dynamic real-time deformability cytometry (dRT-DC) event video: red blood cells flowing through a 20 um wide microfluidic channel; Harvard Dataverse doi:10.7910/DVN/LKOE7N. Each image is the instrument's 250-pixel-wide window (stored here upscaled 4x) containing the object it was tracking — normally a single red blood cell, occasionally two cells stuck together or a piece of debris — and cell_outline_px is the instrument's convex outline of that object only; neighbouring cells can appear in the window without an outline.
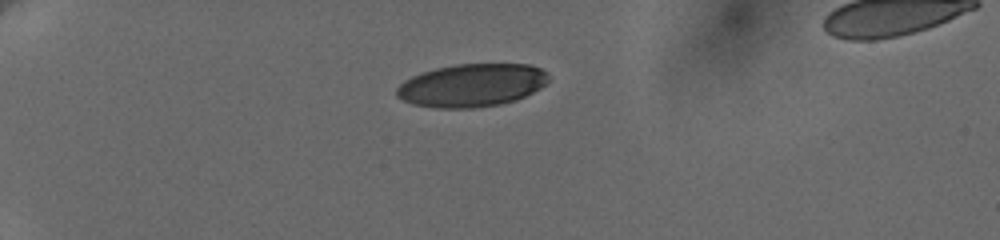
{"species": "human", "species_latin": "Homo sapiens", "temperature_condition": "cold", "stored_images_in_passage": 4, "camera_frame_rate_fps": 3000, "um_per_image_px": 0.085, "donor": {"sex": "female"}, "frame": {"image": 1, "passage_image": 1, "time_ms": 0.0, "image_size_px": [1000, 240], "cell_outline_px": [[548, 80], [540, 88], [516, 100], [500, 104], [476, 108], [436, 108], [416, 104], [404, 100], [396, 96], [396, 88], [404, 80], [412, 76], [436, 68], [456, 64], [528, 64], [540, 68], [548, 76]], "centroid_in_image_um": [40.08, 7.25], "position_along_channel_um": 44.9, "area_um2": 37.8}}
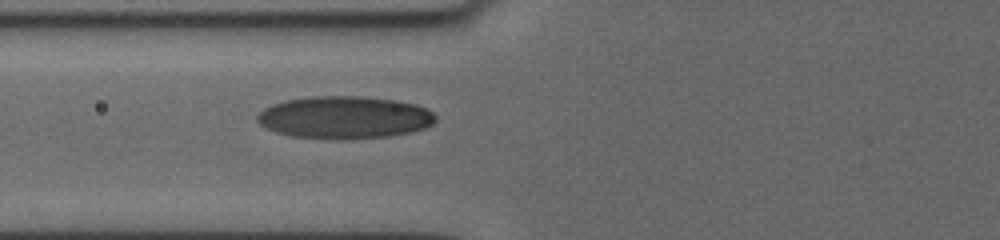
{"frame": {"image": 2, "passage_image": 4, "time_ms": 3.0, "image_size_px": [1000, 240], "cell_outline_px": [[436, 120], [432, 124], [424, 128], [408, 132], [388, 136], [292, 136], [276, 132], [264, 128], [256, 120], [256, 116], [264, 108], [272, 104], [284, 100], [312, 96], [360, 96], [396, 100], [416, 104], [432, 112], [436, 116]], "centroid_in_image_um": [29.25, 9.92], "position_along_channel_um": 96.5, "area_um2": 42.89}}